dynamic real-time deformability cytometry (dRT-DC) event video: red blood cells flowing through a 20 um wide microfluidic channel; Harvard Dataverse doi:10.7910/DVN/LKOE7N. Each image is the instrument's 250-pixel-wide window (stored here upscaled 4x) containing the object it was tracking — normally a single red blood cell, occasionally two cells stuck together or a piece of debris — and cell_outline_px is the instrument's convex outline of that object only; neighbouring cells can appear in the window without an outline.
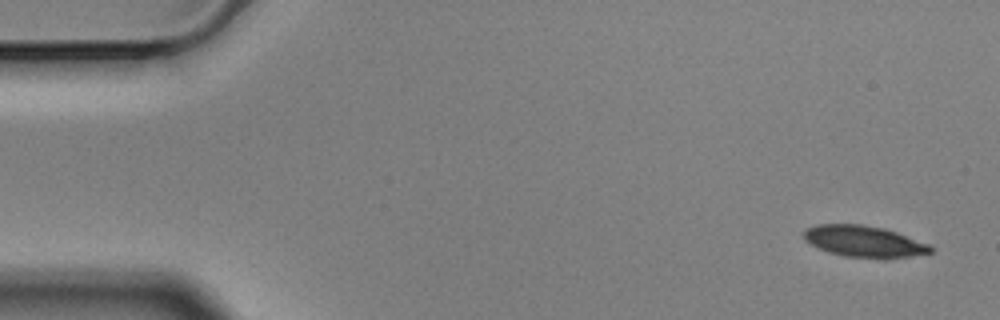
{"species": "Egyptian fruit bat (a non-hibernating species)", "species_latin": "Rousettus aegyptiacus", "temperature_condition": "cold", "stored_images_in_passage": 6, "camera_frame_rate_fps": 3000, "um_per_image_px": 0.085, "animal": {"sex": "male"}, "frame": {"image": 1, "passage_image": 1, "time_ms": 0.0, "image_size_px": [1000, 320], "cell_outline_px": [[932, 252], [908, 256], [844, 256], [828, 252], [804, 240], [804, 232], [808, 228], [816, 224], [864, 224], [884, 228], [896, 232], [928, 244], [932, 248]], "centroid_in_image_um": [73.39, 20.47], "position_along_channel_um": 11.6, "area_um2": 22.31}}
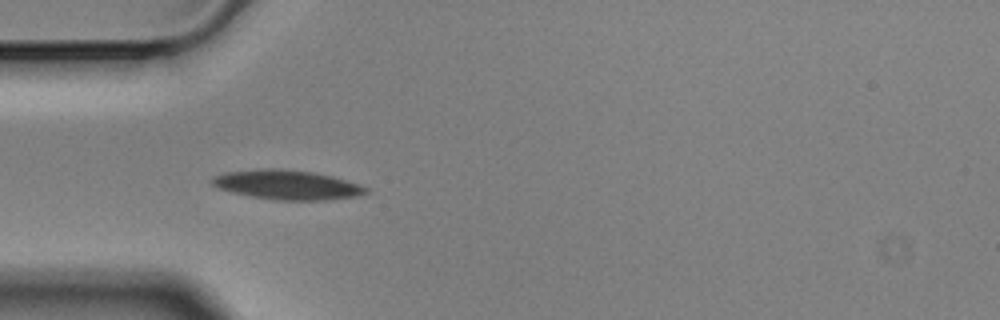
{"frame": {"image": 2, "passage_image": 5, "time_ms": 1.333, "image_size_px": [1000, 320], "cell_outline_px": [[368, 192], [356, 196], [324, 200], [272, 200], [232, 192], [216, 188], [208, 180], [212, 176], [224, 172], [264, 168], [280, 168], [312, 172], [332, 176], [360, 184], [368, 188]], "centroid_in_image_um": [24.34, 15.7], "position_along_channel_um": 60.7, "area_um2": 26.59}}
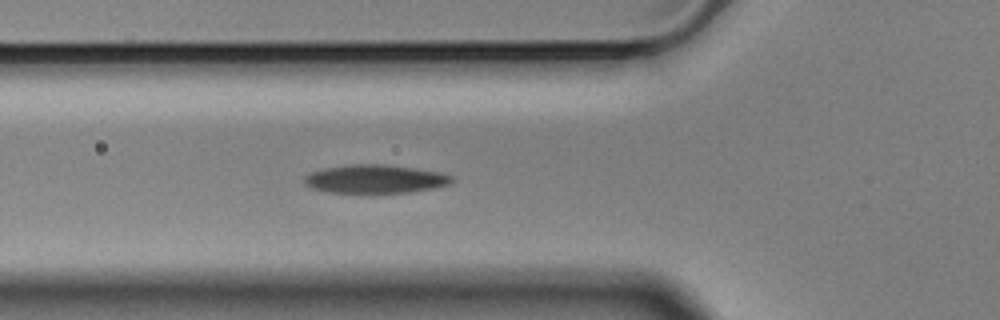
{"frame": {"image": 3, "passage_image": 6, "time_ms": 1.667, "image_size_px": [1000, 320], "cell_outline_px": [[456, 180], [448, 184], [436, 188], [408, 192], [328, 192], [312, 188], [304, 184], [304, 176], [312, 172], [324, 168], [348, 164], [388, 164], [440, 172], [452, 176]], "centroid_in_image_um": [31.9, 15.2], "position_along_channel_um": 93.9, "area_um2": 24.45}}